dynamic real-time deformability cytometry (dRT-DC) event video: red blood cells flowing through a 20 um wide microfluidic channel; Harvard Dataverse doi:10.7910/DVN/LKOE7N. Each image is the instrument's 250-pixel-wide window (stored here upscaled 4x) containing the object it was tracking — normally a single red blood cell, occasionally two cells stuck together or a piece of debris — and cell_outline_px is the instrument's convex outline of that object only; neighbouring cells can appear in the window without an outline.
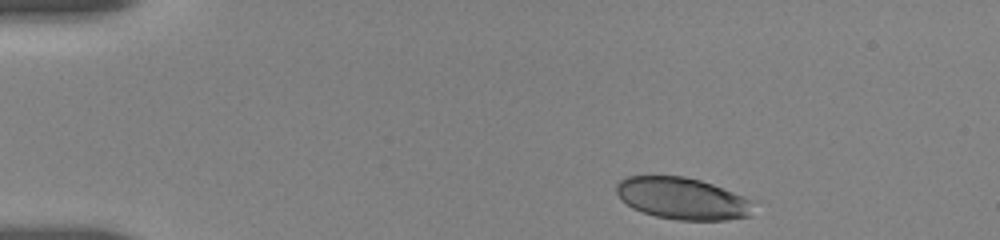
{"species": "human", "species_latin": "Homo sapiens", "temperature_condition": "room temperature", "stored_images_in_passage": 6, "camera_frame_rate_fps": 3000, "um_per_image_px": 0.085, "donor": {"sex": "female"}, "frame": {"image": 1, "passage_image": 1, "time_ms": 0.0, "image_size_px": [1000, 240], "cell_outline_px": [[756, 200], [752, 216], [728, 220], [676, 220], [656, 216], [632, 208], [616, 192], [616, 184], [620, 180], [628, 176], [684, 176], [700, 180], [712, 184]], "centroid_in_image_um": [58.09, 16.88], "position_along_channel_um": 26.9, "area_um2": 33.7}}
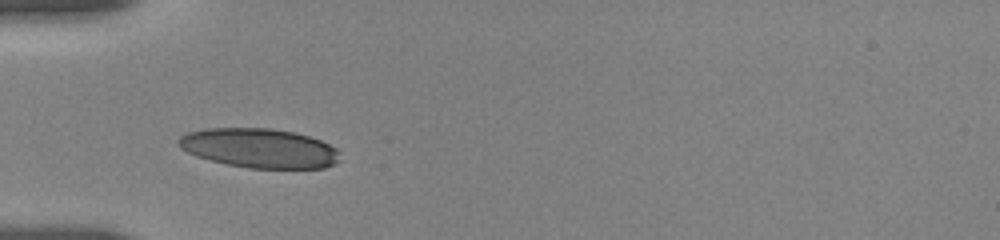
{"frame": {"image": 2, "passage_image": 5, "time_ms": 3.0, "image_size_px": [1000, 240], "cell_outline_px": [[340, 160], [324, 168], [252, 168], [228, 164], [196, 156], [180, 148], [176, 144], [176, 140], [180, 136], [188, 132], [204, 128], [268, 128], [296, 132], [320, 140], [336, 148], [340, 152]], "centroid_in_image_um": [22.03, 12.58], "position_along_channel_um": 63.0, "area_um2": 37.11}}